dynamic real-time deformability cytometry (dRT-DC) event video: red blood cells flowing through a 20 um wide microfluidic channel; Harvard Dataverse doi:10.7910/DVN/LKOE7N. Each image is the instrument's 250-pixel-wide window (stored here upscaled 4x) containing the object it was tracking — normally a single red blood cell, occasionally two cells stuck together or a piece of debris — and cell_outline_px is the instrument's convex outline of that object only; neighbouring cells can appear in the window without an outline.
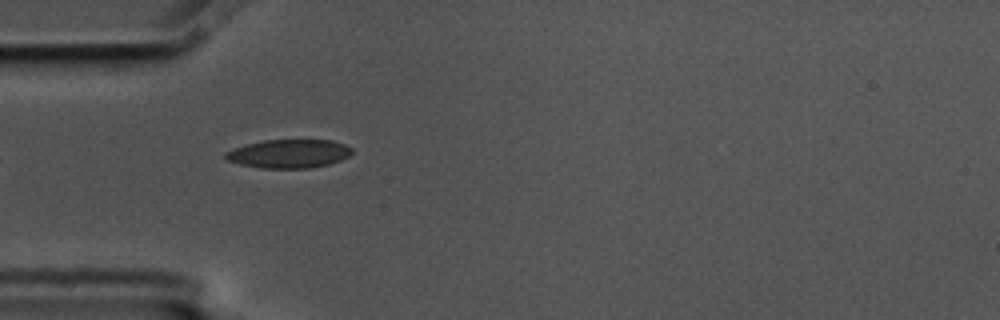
{"species": "common noctule bat (a hibernating species)", "species_latin": "Nyctalus noctula", "temperature_condition": "cold", "stored_images_in_passage": 5, "camera_frame_rate_fps": 3000, "um_per_image_px": 0.085, "animal": {"sex": "male", "body_mass_g": 17.5, "forearm_length_mm": 52.3}, "frame": {"image": 1, "passage_image": 4, "time_ms": 1.0, "image_size_px": [1000, 320], "cell_outline_px": [[352, 152], [348, 156], [340, 160], [328, 164], [308, 168], [260, 168], [240, 164], [228, 160], [224, 156], [224, 152], [232, 148], [264, 140], [332, 140], [344, 144], [352, 148]], "centroid_in_image_um": [24.53, 13.06], "position_along_channel_um": 60.5, "area_um2": 20.98}}